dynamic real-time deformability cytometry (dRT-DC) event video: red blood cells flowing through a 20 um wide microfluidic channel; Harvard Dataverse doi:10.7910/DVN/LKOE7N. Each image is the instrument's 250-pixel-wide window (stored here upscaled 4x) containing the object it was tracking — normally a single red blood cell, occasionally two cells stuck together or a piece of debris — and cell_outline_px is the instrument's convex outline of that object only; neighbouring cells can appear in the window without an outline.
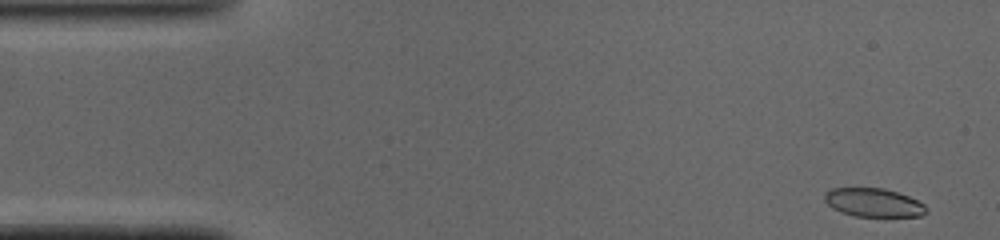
{"species": "common noctule bat (a hibernating species)", "species_latin": "Nyctalus noctula", "temperature_condition": "cold", "stored_images_in_passage": 47, "camera_frame_rate_fps": 3000, "um_per_image_px": 0.085, "animal": {"sex": "male", "body_mass_g": 19.0, "forearm_length_mm": 50.8}, "frame": {"image": 1, "passage_image": 1, "time_ms": 0.0, "image_size_px": [1000, 240], "cell_outline_px": [[928, 212], [920, 216], [856, 216], [840, 212], [832, 208], [824, 200], [824, 192], [832, 188], [884, 188], [908, 196], [924, 204], [928, 208]], "centroid_in_image_um": [74.24, 17.22], "position_along_channel_um": 10.8, "area_um2": 16.94}}
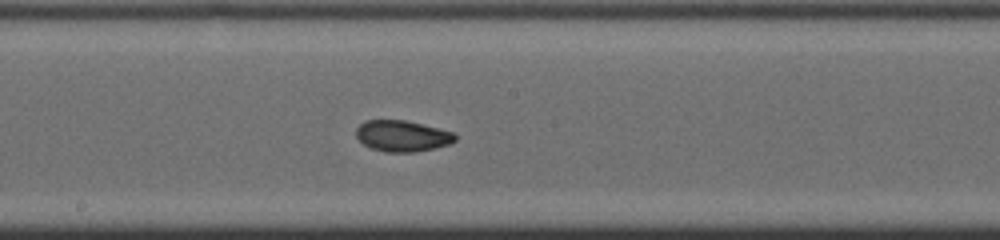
{"frame": {"image": 2, "passage_image": 24, "time_ms": 7.667, "image_size_px": [1000, 240], "cell_outline_px": [[456, 140], [452, 144], [436, 148], [416, 152], [384, 152], [372, 148], [364, 144], [356, 136], [356, 128], [364, 120], [404, 120], [452, 132], [456, 136]], "centroid_in_image_um": [34.19, 11.57], "position_along_channel_um": 214.0, "area_um2": 17.92}}
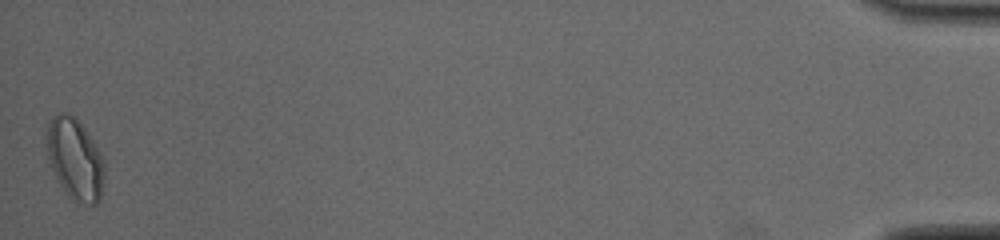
{"frame": {"image": 3, "passage_image": 47, "time_ms": 15.333, "image_size_px": [1000, 240], "cell_outline_px": [[104, 176], [100, 200], [96, 204], [76, 204], [68, 196], [60, 184], [52, 168], [48, 156], [48, 124], [52, 116], [60, 112], [68, 112], [84, 128], [92, 140], [104, 164]], "centroid_in_image_um": [6.38, 13.57], "position_along_channel_um": 428.8, "area_um2": 26.82}, "authors_computed_cell_mechanics": {"area_um2": 18.3804, "velocity_mm_per_s": 4.0942, "shape_relaxation_time_tau1_ms": 3.3361, "shape_relaxation_time_tau2_ms": 1.0284, "deformation_change_tau1": 0.1314, "deformation_change_tau2": 0.0559}}